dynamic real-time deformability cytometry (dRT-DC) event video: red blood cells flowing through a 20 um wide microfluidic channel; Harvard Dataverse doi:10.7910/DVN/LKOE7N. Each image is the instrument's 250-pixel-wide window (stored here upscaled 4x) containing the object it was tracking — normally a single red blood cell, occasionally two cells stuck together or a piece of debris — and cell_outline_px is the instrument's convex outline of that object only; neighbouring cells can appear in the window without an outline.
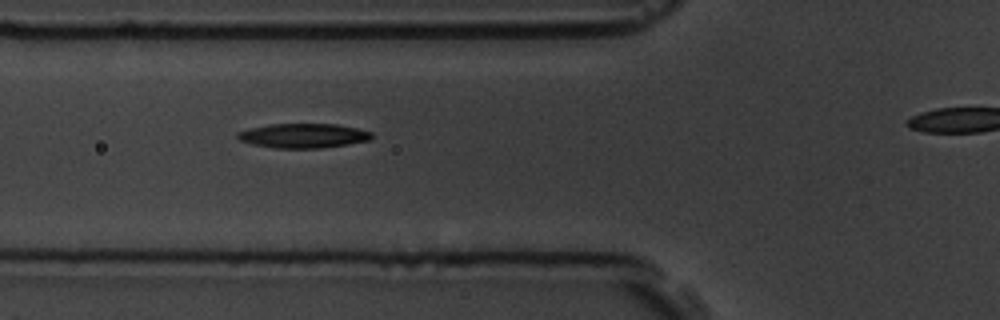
{"species": "common noctule bat (a hibernating species)", "species_latin": "Nyctalus noctula", "temperature_condition": "room temperature", "stored_images_in_passage": 5, "segment_of_instrument_passage": [1, 2], "camera_frame_rate_fps": 3000, "um_per_image_px": 0.085, "animal": {"sex": "male", "body_mass_g": 19.5, "forearm_length_mm": 54.6}, "frame": {"image": 1, "passage_image": 4, "time_ms": 3.333, "image_size_px": [1000, 320], "cell_outline_px": [[372, 136], [368, 140], [348, 144], [320, 148], [272, 148], [252, 144], [240, 140], [236, 136], [236, 132], [248, 128], [272, 124], [336, 124], [356, 128], [372, 132]], "centroid_in_image_um": [25.73, 11.53], "position_along_channel_um": 100.1, "area_um2": 19.07}}